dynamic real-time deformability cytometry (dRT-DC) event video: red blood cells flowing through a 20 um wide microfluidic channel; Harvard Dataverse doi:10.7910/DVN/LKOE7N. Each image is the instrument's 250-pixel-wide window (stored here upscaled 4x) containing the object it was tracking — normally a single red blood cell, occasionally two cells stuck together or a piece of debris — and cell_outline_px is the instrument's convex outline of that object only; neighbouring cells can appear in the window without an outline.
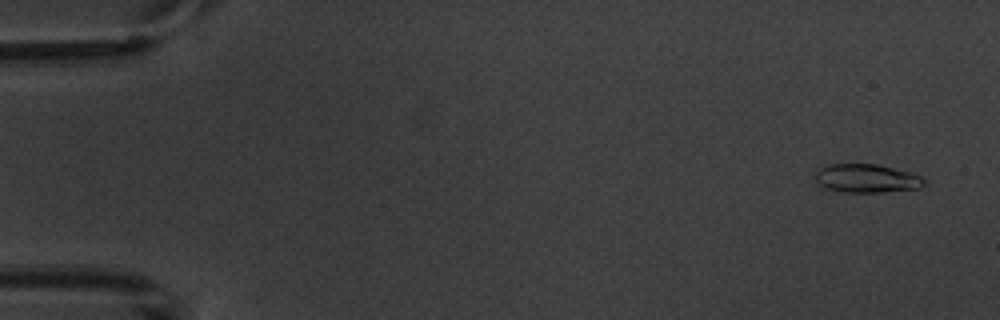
{"species": "common noctule bat (a hibernating species)", "species_latin": "Nyctalus noctula", "temperature_condition": "warm", "stored_images_in_passage": 4, "camera_frame_rate_fps": 3000, "um_per_image_px": 0.085, "animal": {"sex": "male", "body_mass_g": 20.1, "forearm_length_mm": 53.5}, "frame": {"image": 1, "passage_image": 1, "time_ms": 0.0, "image_size_px": [1000, 320], "cell_outline_px": [[928, 180], [920, 188], [880, 192], [844, 192], [828, 188], [820, 184], [816, 180], [816, 172], [824, 164], [876, 164], [908, 172], [920, 176]], "centroid_in_image_um": [73.68, 15.16], "position_along_channel_um": 11.3, "area_um2": 17.92}}